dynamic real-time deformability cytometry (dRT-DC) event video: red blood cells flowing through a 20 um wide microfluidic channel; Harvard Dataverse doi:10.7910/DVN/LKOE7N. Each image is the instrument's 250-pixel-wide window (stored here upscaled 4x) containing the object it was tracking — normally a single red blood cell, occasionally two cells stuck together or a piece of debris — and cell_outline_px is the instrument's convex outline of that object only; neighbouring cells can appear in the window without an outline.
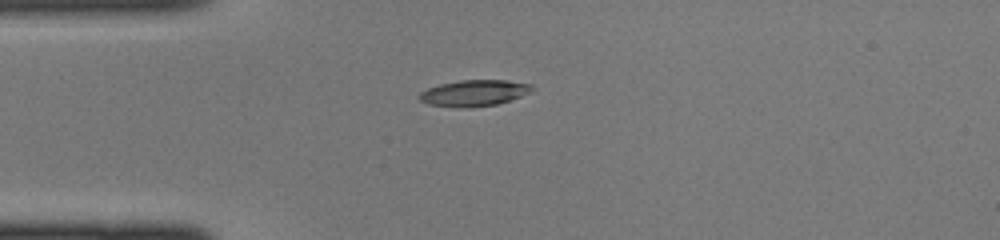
{"species": "common noctule bat (a hibernating species)", "species_latin": "Nyctalus noctula", "temperature_condition": "cold", "stored_images_in_passage": 34, "camera_frame_rate_fps": 3000, "um_per_image_px": 0.085, "animal": {"sex": "female", "body_mass_g": 22.0, "forearm_length_mm": 56.7}, "frame": {"image": 1, "passage_image": 1, "time_ms": 0.0, "image_size_px": [1000, 240], "cell_outline_px": [[536, 88], [520, 96], [496, 104], [460, 108], [428, 104], [420, 100], [416, 96], [420, 92], [428, 88], [440, 84], [460, 80], [508, 80], [532, 84]], "centroid_in_image_um": [40.27, 7.89], "position_along_channel_um": 44.7, "area_um2": 17.11}}
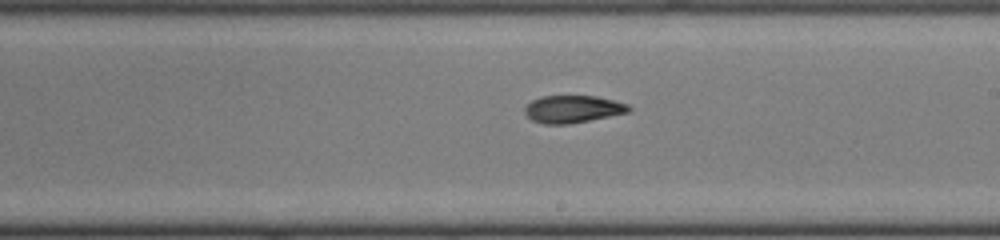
{"frame": {"image": 2, "passage_image": 15, "time_ms": 4.667, "image_size_px": [1000, 240], "cell_outline_px": [[632, 108], [628, 112], [568, 124], [544, 124], [532, 120], [524, 112], [524, 108], [532, 100], [540, 96], [596, 96], [628, 104]], "centroid_in_image_um": [48.66, 9.26], "position_along_channel_um": 240.3, "area_um2": 16.42}}
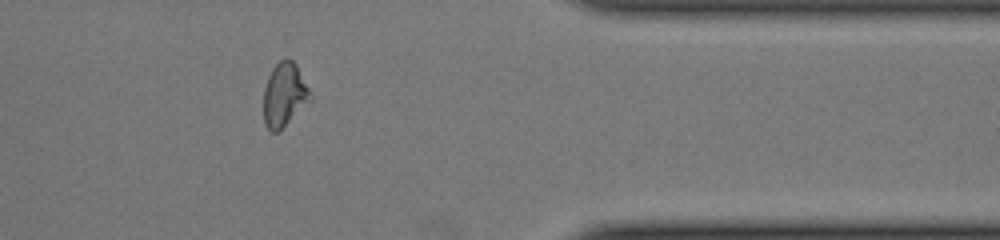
{"frame": {"image": 3, "passage_image": 26, "time_ms": 8.333, "image_size_px": [1000, 240], "cell_outline_px": [[312, 100], [276, 132], [272, 132], [264, 124], [264, 88], [268, 76], [272, 68], [280, 60], [292, 60], [296, 64], [312, 96]], "centroid_in_image_um": [24.16, 8.05], "position_along_channel_um": 387.2, "area_um2": 16.99}}